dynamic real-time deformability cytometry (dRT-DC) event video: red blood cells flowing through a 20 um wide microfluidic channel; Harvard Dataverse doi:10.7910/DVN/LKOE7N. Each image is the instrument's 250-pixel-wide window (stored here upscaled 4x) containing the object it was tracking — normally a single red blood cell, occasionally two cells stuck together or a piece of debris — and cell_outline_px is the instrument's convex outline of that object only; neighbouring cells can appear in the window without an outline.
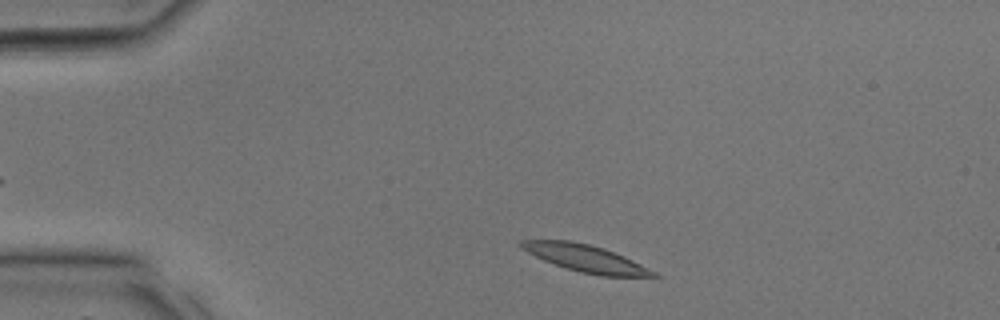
{"species": "common noctule bat (a hibernating species)", "species_latin": "Nyctalus noctula", "temperature_condition": "room temperature", "stored_images_in_passage": 26, "camera_frame_rate_fps": 3000, "um_per_image_px": 0.085, "animal": {"sex": "male", "body_mass_g": 17.9, "forearm_length_mm": 54.2}, "frame": {"image": 1, "passage_image": 1, "time_ms": 0.0, "image_size_px": [1000, 320], "cell_outline_px": [[660, 276], [600, 276], [580, 272], [544, 260], [520, 248], [520, 240], [568, 240], [588, 244], [624, 256], [656, 272]], "centroid_in_image_um": [49.76, 21.96], "position_along_channel_um": 35.2, "area_um2": 20.29}}
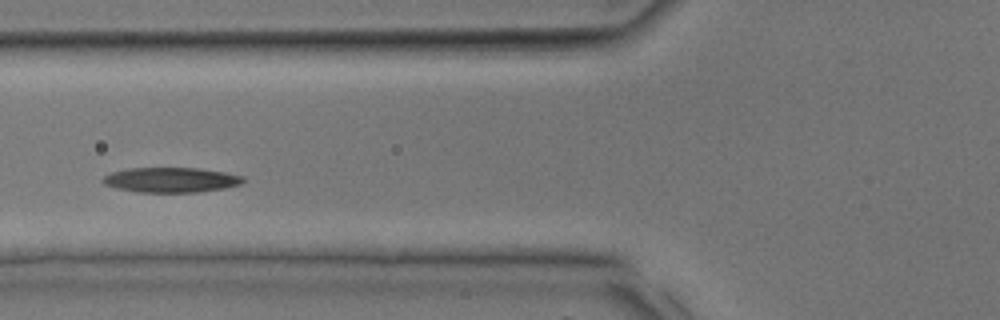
{"frame": {"image": 2, "passage_image": 7, "time_ms": 2.0, "image_size_px": [1000, 320], "cell_outline_px": [[244, 180], [240, 184], [224, 188], [196, 192], [136, 192], [116, 188], [104, 184], [100, 180], [104, 176], [112, 172], [128, 168], [200, 168], [224, 172], [244, 176]], "centroid_in_image_um": [14.51, 15.29], "position_along_channel_um": 111.3, "area_um2": 20.4}}
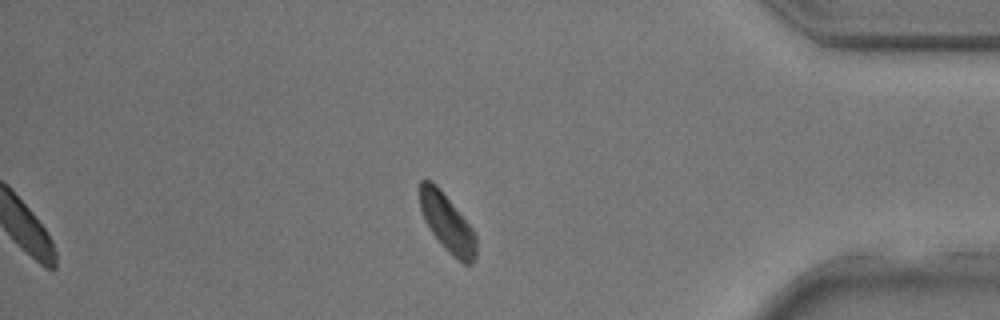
{"frame": {"image": 3, "passage_image": 22, "time_ms": 7.0, "image_size_px": [1000, 320], "cell_outline_px": [[476, 256], [472, 264], [464, 264], [452, 256], [444, 248], [432, 232], [424, 220], [420, 208], [420, 180], [432, 180], [440, 188], [472, 228], [476, 236]], "centroid_in_image_um": [38.02, 18.96], "position_along_channel_um": 397.2, "area_um2": 18.9}}